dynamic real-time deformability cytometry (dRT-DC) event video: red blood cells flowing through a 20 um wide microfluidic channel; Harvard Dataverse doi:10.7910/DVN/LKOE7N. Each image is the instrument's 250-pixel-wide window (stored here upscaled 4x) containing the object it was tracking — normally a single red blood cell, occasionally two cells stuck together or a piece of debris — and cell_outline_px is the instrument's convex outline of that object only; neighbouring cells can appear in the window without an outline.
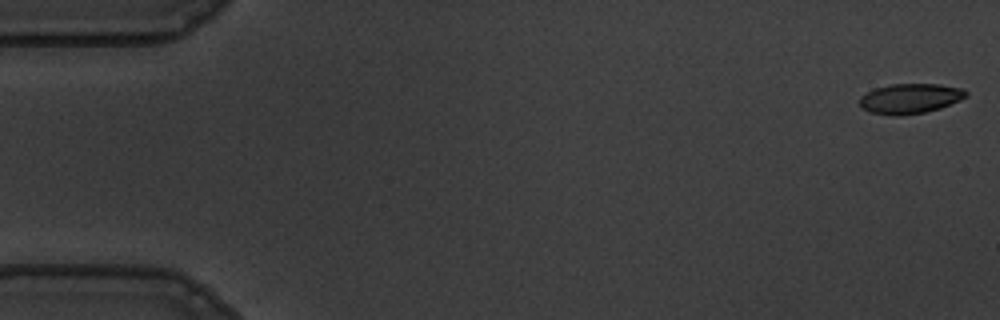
{"species": "common noctule bat (a hibernating species)", "species_latin": "Nyctalus noctula", "temperature_condition": "warm", "stored_images_in_passage": 56, "camera_frame_rate_fps": 3000, "um_per_image_px": 0.085, "animal": {"sex": "male", "body_mass_g": 19.5, "forearm_length_mm": 54.6}, "frame": {"image": 1, "passage_image": 1, "time_ms": 0.0, "image_size_px": [1000, 320], "cell_outline_px": [[968, 96], [960, 100], [940, 108], [924, 112], [900, 116], [892, 116], [868, 112], [860, 108], [860, 96], [876, 88], [892, 84], [940, 84], [964, 88], [968, 92]], "centroid_in_image_um": [77.36, 8.38], "position_along_channel_um": 7.6, "area_um2": 18.79}}
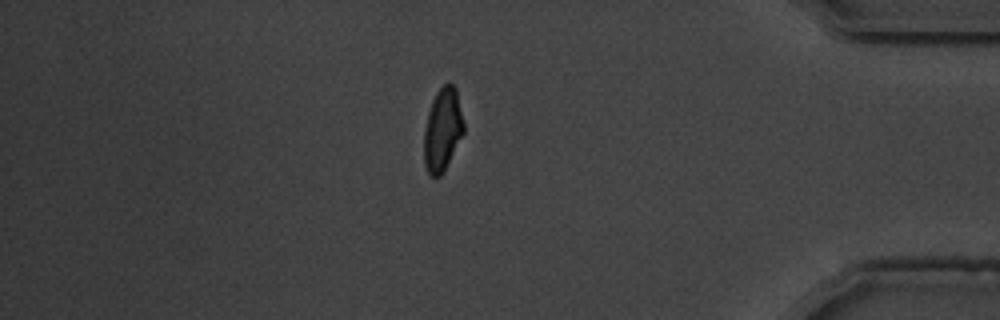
{"frame": {"image": 2, "passage_image": 48, "time_ms": 15.667, "image_size_px": [1000, 320], "cell_outline_px": [[464, 132], [444, 172], [440, 176], [432, 176], [428, 172], [424, 164], [424, 132], [428, 112], [432, 100], [436, 92], [448, 80], [456, 88], [464, 124]], "centroid_in_image_um": [37.62, 11.01], "position_along_channel_um": 397.6, "area_um2": 19.25}}
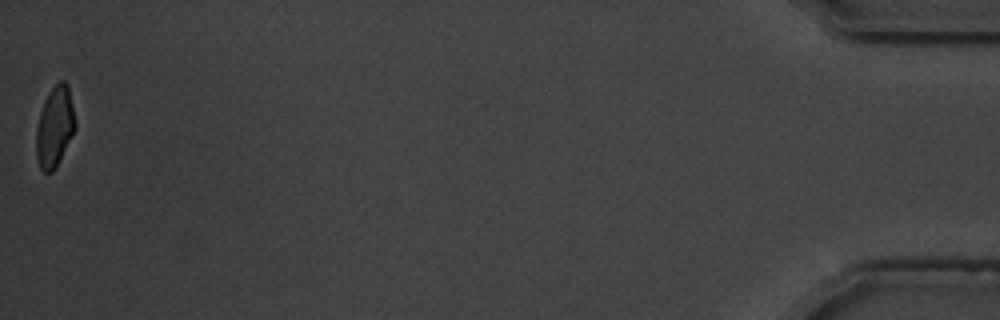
{"frame": {"image": 3, "passage_image": 56, "time_ms": 18.333, "image_size_px": [1000, 320], "cell_outline_px": [[76, 128], [56, 168], [52, 172], [44, 172], [40, 168], [36, 156], [36, 128], [40, 112], [44, 100], [48, 92], [60, 80], [64, 80], [68, 84], [76, 124]], "centroid_in_image_um": [4.65, 10.78], "position_along_channel_um": 430.6, "area_um2": 18.38}, "authors_computed_cell_mechanics": {"area_um2": 19.6231, "velocity_mm_per_s": 3.6064, "shape_relaxation_time_tau1_ms": 10.6141, "shape_relaxation_time_tau2_ms": 1.1724, "deformation_change_tau1": 0.2289, "deformation_change_tau2": 0.0654}}